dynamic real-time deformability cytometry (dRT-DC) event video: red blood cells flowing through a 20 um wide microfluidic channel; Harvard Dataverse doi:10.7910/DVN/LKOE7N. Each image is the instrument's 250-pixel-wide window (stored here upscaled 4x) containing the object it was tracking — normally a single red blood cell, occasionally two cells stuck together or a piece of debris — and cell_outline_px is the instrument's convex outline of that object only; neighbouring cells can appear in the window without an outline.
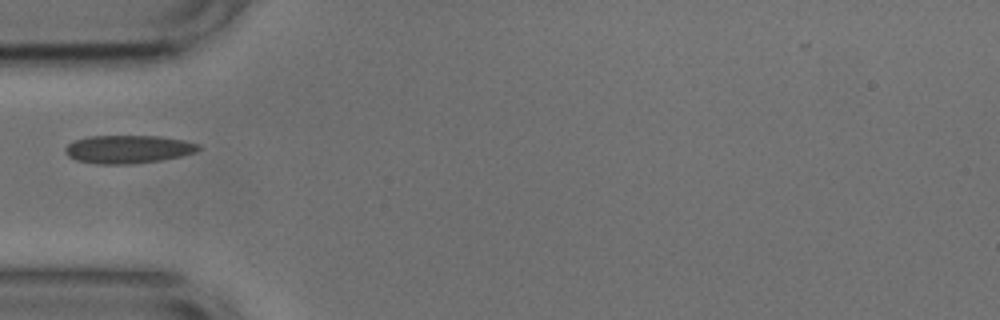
{"species": "common noctule bat (a hibernating species)", "species_latin": "Nyctalus noctula", "temperature_condition": "cold", "stored_images_in_passage": 36, "camera_frame_rate_fps": 3000, "um_per_image_px": 0.085, "animal": {"sex": "male", "body_mass_g": 17.9, "forearm_length_mm": 54.2}, "frame": {"image": 1, "passage_image": 1, "time_ms": 0.0, "image_size_px": [1000, 320], "cell_outline_px": [[200, 148], [196, 152], [180, 156], [160, 160], [132, 164], [96, 164], [76, 160], [68, 156], [64, 152], [64, 148], [68, 144], [76, 140], [88, 136], [160, 136], [184, 140], [200, 144]], "centroid_in_image_um": [10.88, 12.68], "position_along_channel_um": 74.1, "area_um2": 21.91}}
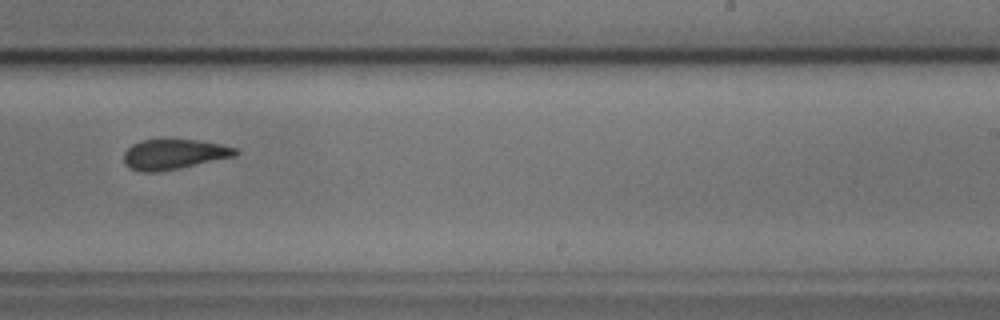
{"frame": {"image": 2, "passage_image": 17, "time_ms": 5.333, "image_size_px": [1000, 320], "cell_outline_px": [[240, 152], [236, 156], [180, 168], [156, 172], [140, 172], [128, 168], [124, 164], [124, 152], [132, 144], [140, 140], [196, 140], [220, 144], [236, 148]], "centroid_in_image_um": [14.76, 13.12], "position_along_channel_um": 274.2, "area_um2": 19.65}}
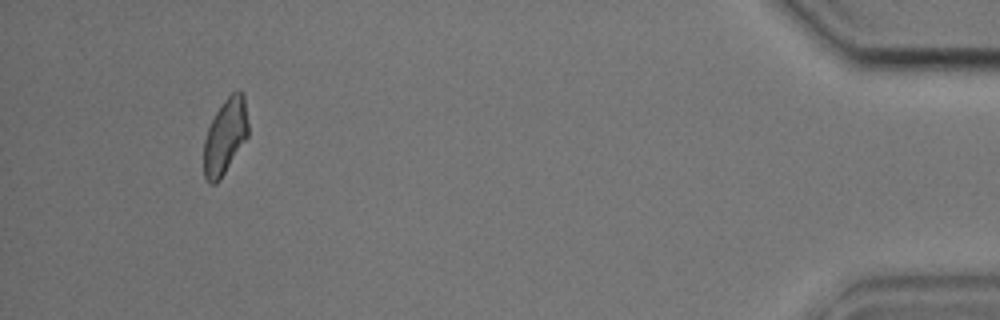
{"frame": {"image": 3, "passage_image": 34, "time_ms": 11.0, "image_size_px": [1000, 320], "cell_outline_px": [[248, 136], [220, 180], [216, 184], [208, 184], [204, 176], [204, 140], [208, 128], [216, 112], [224, 100], [232, 92], [240, 88], [244, 92], [248, 124]], "centroid_in_image_um": [19.15, 11.58], "position_along_channel_um": 416.1, "area_um2": 19.65}}